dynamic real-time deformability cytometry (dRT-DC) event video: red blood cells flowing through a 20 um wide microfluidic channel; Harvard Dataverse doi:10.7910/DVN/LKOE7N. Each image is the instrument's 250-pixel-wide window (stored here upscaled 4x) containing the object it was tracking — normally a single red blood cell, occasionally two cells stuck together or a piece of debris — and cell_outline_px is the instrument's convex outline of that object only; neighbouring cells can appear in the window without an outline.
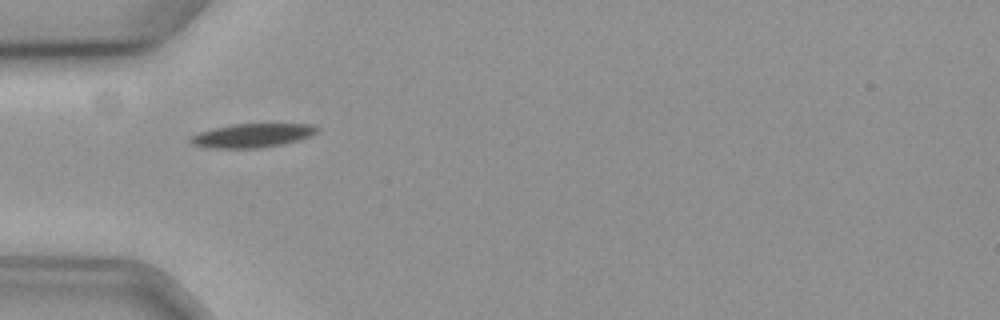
{"species": "common noctule bat (a hibernating species)", "species_latin": "Nyctalus noctula", "temperature_condition": "cold", "stored_images_in_passage": 30, "camera_frame_rate_fps": 3000, "um_per_image_px": 0.085, "animal": {"sex": "female", "body_mass_g": 19.3, "forearm_length_mm": 54.1}, "frame": {"image": 1, "passage_image": 1, "time_ms": 0.0, "image_size_px": [1000, 320], "cell_outline_px": [[320, 128], [316, 132], [300, 140], [284, 144], [256, 148], [212, 148], [192, 144], [188, 140], [192, 136], [200, 132], [212, 128], [232, 124], [312, 124]], "centroid_in_image_um": [21.45, 11.51], "position_along_channel_um": 63.6, "area_um2": 17.51}}
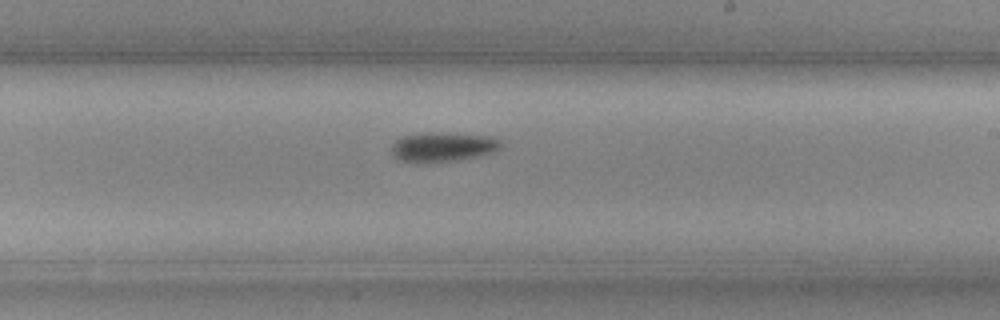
{"frame": {"image": 2, "passage_image": 17, "time_ms": 5.333, "image_size_px": [1000, 320], "cell_outline_px": [[500, 148], [492, 152], [476, 156], [456, 160], [404, 160], [396, 156], [392, 152], [392, 144], [400, 136], [424, 132], [440, 132], [488, 136], [500, 140]], "centroid_in_image_um": [37.65, 12.43], "position_along_channel_um": 251.4, "area_um2": 17.98}}
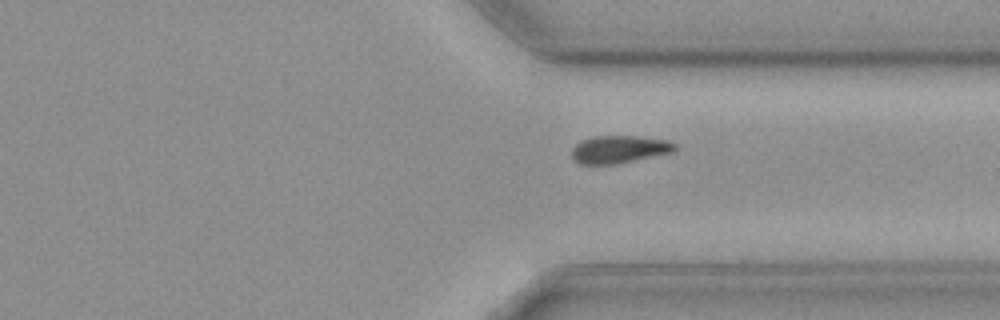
{"frame": {"image": 3, "passage_image": 26, "time_ms": 8.333, "image_size_px": [1000, 320], "cell_outline_px": [[676, 148], [672, 152], [616, 164], [580, 164], [572, 156], [572, 148], [580, 140], [592, 136], [636, 136], [668, 140], [676, 144]], "centroid_in_image_um": [52.61, 12.68], "position_along_channel_um": 358.8, "area_um2": 16.53}, "authors_computed_cell_mechanics": {"area_um2": 17.8602, "velocity_mm_per_s": 3.5699, "shape_relaxation_time_tau1_ms": 3.0096, "shape_relaxation_time_tau2_ms": null, "deformation_change_tau1": 0.0922, "deformation_change_tau2": null}}